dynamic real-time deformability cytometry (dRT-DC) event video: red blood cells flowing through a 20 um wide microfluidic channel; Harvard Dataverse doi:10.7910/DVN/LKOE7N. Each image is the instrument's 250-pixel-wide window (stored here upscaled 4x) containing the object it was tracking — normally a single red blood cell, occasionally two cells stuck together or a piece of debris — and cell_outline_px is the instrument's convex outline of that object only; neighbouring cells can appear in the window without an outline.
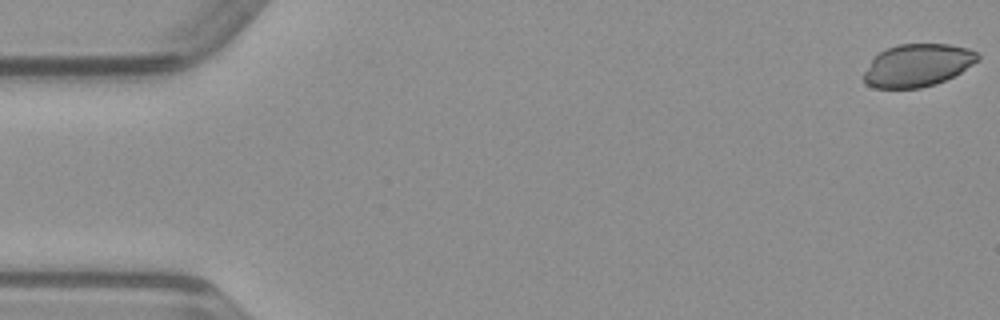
{"species": "common noctule bat (a hibernating species)", "species_latin": "Nyctalus noctula", "temperature_condition": "warm", "stored_images_in_passage": 50, "camera_frame_rate_fps": 3000, "um_per_image_px": 0.085, "animal": {"sex": "male", "body_mass_g": 23.1, "forearm_length_mm": 52.7}, "frame": {"image": 1, "passage_image": 1, "time_ms": 0.0, "image_size_px": [1000, 320], "cell_outline_px": [[980, 60], [960, 72], [936, 84], [920, 88], [876, 88], [868, 84], [864, 80], [864, 72], [872, 60], [880, 52], [896, 44], [948, 44], [968, 48], [976, 52], [980, 56]], "centroid_in_image_um": [78.01, 5.54], "position_along_channel_um": 7.0, "area_um2": 28.09}}